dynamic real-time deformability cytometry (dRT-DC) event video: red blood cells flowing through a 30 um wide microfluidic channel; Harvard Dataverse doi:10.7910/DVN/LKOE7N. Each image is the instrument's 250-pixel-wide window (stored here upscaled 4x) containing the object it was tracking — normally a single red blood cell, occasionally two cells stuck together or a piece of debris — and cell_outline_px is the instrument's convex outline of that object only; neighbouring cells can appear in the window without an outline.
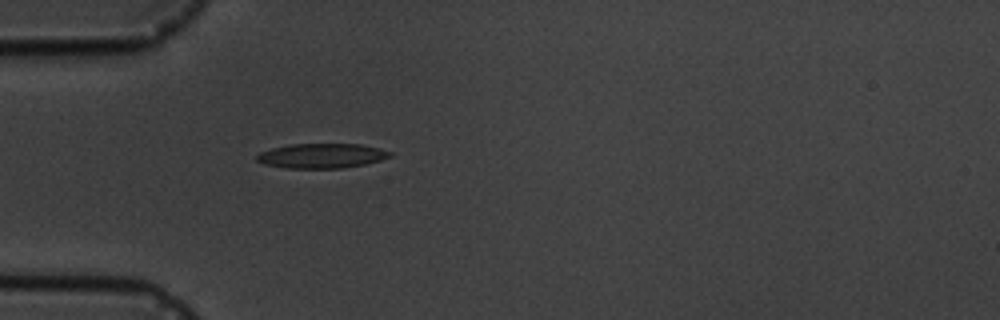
{"species": "common noctule bat (a hibernating species)", "species_latin": "Nyctalus noctula", "temperature_condition": "cold", "stored_images_in_passage": 1, "camera_frame_rate_fps": 3000, "um_per_image_px": 0.085, "animal": {"sex": "male", "body_mass_g": 19.5, "forearm_length_mm": 54.6}, "frame": {"image": 1, "passage_image": 1, "time_ms": 0.0, "image_size_px": [1000, 320], "cell_outline_px": [[392, 156], [380, 160], [364, 164], [340, 168], [284, 168], [264, 164], [256, 160], [256, 156], [260, 152], [272, 148], [292, 144], [360, 144], [380, 148], [392, 152]], "centroid_in_image_um": [27.34, 13.24], "position_along_channel_um": 57.7, "area_um2": 19.13}}